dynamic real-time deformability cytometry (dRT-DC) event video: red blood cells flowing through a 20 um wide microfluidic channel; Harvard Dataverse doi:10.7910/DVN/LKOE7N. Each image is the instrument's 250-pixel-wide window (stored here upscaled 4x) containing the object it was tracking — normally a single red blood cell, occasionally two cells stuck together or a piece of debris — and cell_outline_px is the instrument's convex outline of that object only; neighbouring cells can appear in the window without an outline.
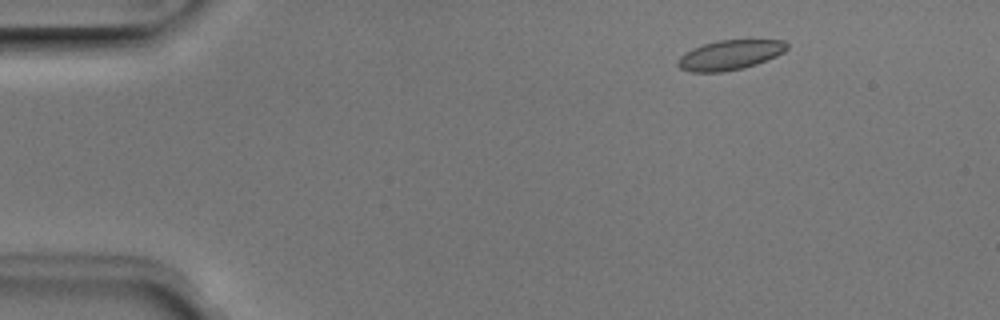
{"species": "Egyptian fruit bat (a non-hibernating species)", "species_latin": "Rousettus aegyptiacus", "temperature_condition": "room temperature", "stored_images_in_passage": 50, "camera_frame_rate_fps": 3000, "um_per_image_px": 0.085, "animal": {"sex": "male"}, "frame": {"image": 1, "passage_image": 6, "time_ms": 1.667, "image_size_px": [1000, 320], "cell_outline_px": [[788, 48], [784, 52], [776, 56], [756, 64], [744, 68], [724, 72], [688, 72], [680, 68], [676, 64], [680, 56], [684, 52], [692, 48], [704, 44], [720, 40], [784, 40], [788, 44]], "centroid_in_image_um": [62.02, 4.68], "position_along_channel_um": 23.0, "area_um2": 19.02}}
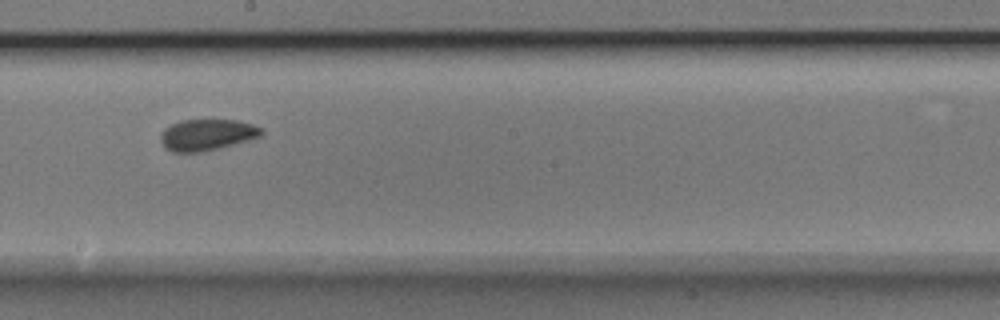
{"frame": {"image": 2, "passage_image": 28, "time_ms": 9.0, "image_size_px": [1000, 320], "cell_outline_px": [[264, 132], [260, 136], [248, 140], [200, 152], [172, 152], [164, 148], [160, 140], [160, 132], [164, 128], [180, 120], [236, 120], [252, 124], [264, 128]], "centroid_in_image_um": [17.56, 11.45], "position_along_channel_um": 230.6, "area_um2": 18.38}}
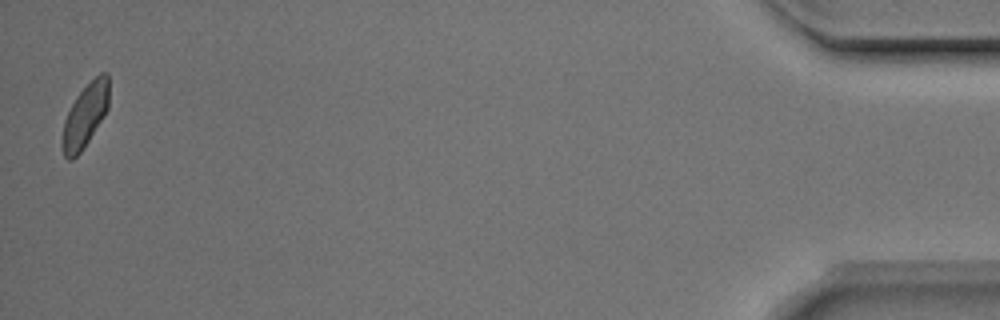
{"frame": {"image": 3, "passage_image": 50, "time_ms": 16.333, "image_size_px": [1000, 320], "cell_outline_px": [[108, 108], [104, 116], [80, 152], [72, 160], [68, 160], [64, 156], [60, 148], [60, 144], [64, 120], [76, 96], [100, 72], [108, 72]], "centroid_in_image_um": [7.2, 9.85], "position_along_channel_um": 428.0, "area_um2": 17.17}, "authors_computed_cell_mechanics": {"area_um2": 18.6694, "velocity_mm_per_s": 3.9263, "shape_relaxation_time_tau1_ms": 2.5993, "shape_relaxation_time_tau2_ms": 2.8415, "deformation_change_tau1": 0.0737, "deformation_change_tau2": 0.0548}}